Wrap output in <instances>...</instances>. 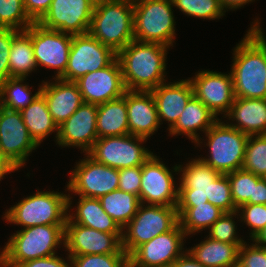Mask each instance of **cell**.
I'll return each mask as SVG.
<instances>
[{
	"label": "cell",
	"mask_w": 266,
	"mask_h": 267,
	"mask_svg": "<svg viewBox=\"0 0 266 267\" xmlns=\"http://www.w3.org/2000/svg\"><path fill=\"white\" fill-rule=\"evenodd\" d=\"M169 47L132 40L117 53L125 87L129 91H151L166 80Z\"/></svg>",
	"instance_id": "obj_1"
},
{
	"label": "cell",
	"mask_w": 266,
	"mask_h": 267,
	"mask_svg": "<svg viewBox=\"0 0 266 267\" xmlns=\"http://www.w3.org/2000/svg\"><path fill=\"white\" fill-rule=\"evenodd\" d=\"M231 75L234 96L266 99V49L248 31L234 49Z\"/></svg>",
	"instance_id": "obj_2"
},
{
	"label": "cell",
	"mask_w": 266,
	"mask_h": 267,
	"mask_svg": "<svg viewBox=\"0 0 266 267\" xmlns=\"http://www.w3.org/2000/svg\"><path fill=\"white\" fill-rule=\"evenodd\" d=\"M134 2L101 0L95 3L88 33L116 53L134 40Z\"/></svg>",
	"instance_id": "obj_3"
},
{
	"label": "cell",
	"mask_w": 266,
	"mask_h": 267,
	"mask_svg": "<svg viewBox=\"0 0 266 267\" xmlns=\"http://www.w3.org/2000/svg\"><path fill=\"white\" fill-rule=\"evenodd\" d=\"M65 225H37L21 229L11 236L0 260L8 267H18L30 260L55 255V248L64 244Z\"/></svg>",
	"instance_id": "obj_4"
},
{
	"label": "cell",
	"mask_w": 266,
	"mask_h": 267,
	"mask_svg": "<svg viewBox=\"0 0 266 267\" xmlns=\"http://www.w3.org/2000/svg\"><path fill=\"white\" fill-rule=\"evenodd\" d=\"M71 202L70 195L37 191L8 209L4 219L23 229L37 225H66Z\"/></svg>",
	"instance_id": "obj_5"
},
{
	"label": "cell",
	"mask_w": 266,
	"mask_h": 267,
	"mask_svg": "<svg viewBox=\"0 0 266 267\" xmlns=\"http://www.w3.org/2000/svg\"><path fill=\"white\" fill-rule=\"evenodd\" d=\"M171 0L134 1V40L172 46L175 23Z\"/></svg>",
	"instance_id": "obj_6"
},
{
	"label": "cell",
	"mask_w": 266,
	"mask_h": 267,
	"mask_svg": "<svg viewBox=\"0 0 266 267\" xmlns=\"http://www.w3.org/2000/svg\"><path fill=\"white\" fill-rule=\"evenodd\" d=\"M144 206L139 205L137 213L123 229L122 249L128 256L138 246L172 230L179 223L176 206Z\"/></svg>",
	"instance_id": "obj_7"
},
{
	"label": "cell",
	"mask_w": 266,
	"mask_h": 267,
	"mask_svg": "<svg viewBox=\"0 0 266 267\" xmlns=\"http://www.w3.org/2000/svg\"><path fill=\"white\" fill-rule=\"evenodd\" d=\"M209 158H200L221 174L242 169L248 135L218 119L205 133Z\"/></svg>",
	"instance_id": "obj_8"
},
{
	"label": "cell",
	"mask_w": 266,
	"mask_h": 267,
	"mask_svg": "<svg viewBox=\"0 0 266 267\" xmlns=\"http://www.w3.org/2000/svg\"><path fill=\"white\" fill-rule=\"evenodd\" d=\"M147 139L131 134L98 138L87 153L96 162L114 169L143 165L152 155L141 146Z\"/></svg>",
	"instance_id": "obj_9"
},
{
	"label": "cell",
	"mask_w": 266,
	"mask_h": 267,
	"mask_svg": "<svg viewBox=\"0 0 266 267\" xmlns=\"http://www.w3.org/2000/svg\"><path fill=\"white\" fill-rule=\"evenodd\" d=\"M116 58L112 48L89 33L73 35L66 71L60 79L75 82L87 73L109 66Z\"/></svg>",
	"instance_id": "obj_10"
},
{
	"label": "cell",
	"mask_w": 266,
	"mask_h": 267,
	"mask_svg": "<svg viewBox=\"0 0 266 267\" xmlns=\"http://www.w3.org/2000/svg\"><path fill=\"white\" fill-rule=\"evenodd\" d=\"M71 172L67 190L76 195L100 198L119 187L118 169L96 162L88 154Z\"/></svg>",
	"instance_id": "obj_11"
},
{
	"label": "cell",
	"mask_w": 266,
	"mask_h": 267,
	"mask_svg": "<svg viewBox=\"0 0 266 267\" xmlns=\"http://www.w3.org/2000/svg\"><path fill=\"white\" fill-rule=\"evenodd\" d=\"M185 237L178 223L172 230L138 246L128 256L129 267H171L184 253Z\"/></svg>",
	"instance_id": "obj_12"
},
{
	"label": "cell",
	"mask_w": 266,
	"mask_h": 267,
	"mask_svg": "<svg viewBox=\"0 0 266 267\" xmlns=\"http://www.w3.org/2000/svg\"><path fill=\"white\" fill-rule=\"evenodd\" d=\"M94 7L93 0H52L48 11L37 23L63 33L86 34Z\"/></svg>",
	"instance_id": "obj_13"
},
{
	"label": "cell",
	"mask_w": 266,
	"mask_h": 267,
	"mask_svg": "<svg viewBox=\"0 0 266 267\" xmlns=\"http://www.w3.org/2000/svg\"><path fill=\"white\" fill-rule=\"evenodd\" d=\"M72 36L34 22L31 25V38L37 66L55 68L57 74L54 78H60L66 71Z\"/></svg>",
	"instance_id": "obj_14"
},
{
	"label": "cell",
	"mask_w": 266,
	"mask_h": 267,
	"mask_svg": "<svg viewBox=\"0 0 266 267\" xmlns=\"http://www.w3.org/2000/svg\"><path fill=\"white\" fill-rule=\"evenodd\" d=\"M169 168L152 155L141 165V186L139 200L141 204L177 206L178 187Z\"/></svg>",
	"instance_id": "obj_15"
},
{
	"label": "cell",
	"mask_w": 266,
	"mask_h": 267,
	"mask_svg": "<svg viewBox=\"0 0 266 267\" xmlns=\"http://www.w3.org/2000/svg\"><path fill=\"white\" fill-rule=\"evenodd\" d=\"M122 236L75 224L67 218L64 247L69 255L126 254L122 249Z\"/></svg>",
	"instance_id": "obj_16"
},
{
	"label": "cell",
	"mask_w": 266,
	"mask_h": 267,
	"mask_svg": "<svg viewBox=\"0 0 266 267\" xmlns=\"http://www.w3.org/2000/svg\"><path fill=\"white\" fill-rule=\"evenodd\" d=\"M37 147L29 135L20 111L0 106V153L20 168Z\"/></svg>",
	"instance_id": "obj_17"
},
{
	"label": "cell",
	"mask_w": 266,
	"mask_h": 267,
	"mask_svg": "<svg viewBox=\"0 0 266 267\" xmlns=\"http://www.w3.org/2000/svg\"><path fill=\"white\" fill-rule=\"evenodd\" d=\"M75 82L79 87L83 102L96 105L118 99L127 91L118 58L109 66L87 73Z\"/></svg>",
	"instance_id": "obj_18"
},
{
	"label": "cell",
	"mask_w": 266,
	"mask_h": 267,
	"mask_svg": "<svg viewBox=\"0 0 266 267\" xmlns=\"http://www.w3.org/2000/svg\"><path fill=\"white\" fill-rule=\"evenodd\" d=\"M193 95L198 98L216 117L227 114L234 101L233 78L231 72L200 71L193 79H188Z\"/></svg>",
	"instance_id": "obj_19"
},
{
	"label": "cell",
	"mask_w": 266,
	"mask_h": 267,
	"mask_svg": "<svg viewBox=\"0 0 266 267\" xmlns=\"http://www.w3.org/2000/svg\"><path fill=\"white\" fill-rule=\"evenodd\" d=\"M175 165L174 172H182L178 187L177 204H203L210 198L211 183L221 173L208 166L200 158L193 159L186 166Z\"/></svg>",
	"instance_id": "obj_20"
},
{
	"label": "cell",
	"mask_w": 266,
	"mask_h": 267,
	"mask_svg": "<svg viewBox=\"0 0 266 267\" xmlns=\"http://www.w3.org/2000/svg\"><path fill=\"white\" fill-rule=\"evenodd\" d=\"M97 139V105L84 102L59 126L57 144L82 148L87 154Z\"/></svg>",
	"instance_id": "obj_21"
},
{
	"label": "cell",
	"mask_w": 266,
	"mask_h": 267,
	"mask_svg": "<svg viewBox=\"0 0 266 267\" xmlns=\"http://www.w3.org/2000/svg\"><path fill=\"white\" fill-rule=\"evenodd\" d=\"M55 83L43 81L41 94L44 96L49 113L59 127L84 103L76 82L54 78Z\"/></svg>",
	"instance_id": "obj_22"
},
{
	"label": "cell",
	"mask_w": 266,
	"mask_h": 267,
	"mask_svg": "<svg viewBox=\"0 0 266 267\" xmlns=\"http://www.w3.org/2000/svg\"><path fill=\"white\" fill-rule=\"evenodd\" d=\"M129 134L148 138L159 128L156 101L151 91H126Z\"/></svg>",
	"instance_id": "obj_23"
},
{
	"label": "cell",
	"mask_w": 266,
	"mask_h": 267,
	"mask_svg": "<svg viewBox=\"0 0 266 267\" xmlns=\"http://www.w3.org/2000/svg\"><path fill=\"white\" fill-rule=\"evenodd\" d=\"M153 94L159 123L162 119L168 121L170 130L178 121L190 98L193 96V88L188 79L169 84L163 83L151 90Z\"/></svg>",
	"instance_id": "obj_24"
},
{
	"label": "cell",
	"mask_w": 266,
	"mask_h": 267,
	"mask_svg": "<svg viewBox=\"0 0 266 267\" xmlns=\"http://www.w3.org/2000/svg\"><path fill=\"white\" fill-rule=\"evenodd\" d=\"M224 116L236 120L237 124L229 125L248 136L266 134V99L235 97L229 112Z\"/></svg>",
	"instance_id": "obj_25"
},
{
	"label": "cell",
	"mask_w": 266,
	"mask_h": 267,
	"mask_svg": "<svg viewBox=\"0 0 266 267\" xmlns=\"http://www.w3.org/2000/svg\"><path fill=\"white\" fill-rule=\"evenodd\" d=\"M218 118L194 95L187 102L176 124L169 130L170 135L186 134L195 145L200 142L197 129L206 133ZM199 142V143H198Z\"/></svg>",
	"instance_id": "obj_26"
},
{
	"label": "cell",
	"mask_w": 266,
	"mask_h": 267,
	"mask_svg": "<svg viewBox=\"0 0 266 267\" xmlns=\"http://www.w3.org/2000/svg\"><path fill=\"white\" fill-rule=\"evenodd\" d=\"M76 213L67 215L75 224L105 233L123 234V229L102 208L99 198L79 196Z\"/></svg>",
	"instance_id": "obj_27"
},
{
	"label": "cell",
	"mask_w": 266,
	"mask_h": 267,
	"mask_svg": "<svg viewBox=\"0 0 266 267\" xmlns=\"http://www.w3.org/2000/svg\"><path fill=\"white\" fill-rule=\"evenodd\" d=\"M243 244H229L209 237L187 252L204 267H232L239 261Z\"/></svg>",
	"instance_id": "obj_28"
},
{
	"label": "cell",
	"mask_w": 266,
	"mask_h": 267,
	"mask_svg": "<svg viewBox=\"0 0 266 267\" xmlns=\"http://www.w3.org/2000/svg\"><path fill=\"white\" fill-rule=\"evenodd\" d=\"M98 138L129 134L126 92L124 96L97 105Z\"/></svg>",
	"instance_id": "obj_29"
},
{
	"label": "cell",
	"mask_w": 266,
	"mask_h": 267,
	"mask_svg": "<svg viewBox=\"0 0 266 267\" xmlns=\"http://www.w3.org/2000/svg\"><path fill=\"white\" fill-rule=\"evenodd\" d=\"M37 67L32 47L31 26L26 30L12 29L9 55V78H26Z\"/></svg>",
	"instance_id": "obj_30"
},
{
	"label": "cell",
	"mask_w": 266,
	"mask_h": 267,
	"mask_svg": "<svg viewBox=\"0 0 266 267\" xmlns=\"http://www.w3.org/2000/svg\"><path fill=\"white\" fill-rule=\"evenodd\" d=\"M24 124L30 137L39 146L48 134L56 131V141L59 127L55 123L44 96L40 93L38 97L26 108L20 111Z\"/></svg>",
	"instance_id": "obj_31"
},
{
	"label": "cell",
	"mask_w": 266,
	"mask_h": 267,
	"mask_svg": "<svg viewBox=\"0 0 266 267\" xmlns=\"http://www.w3.org/2000/svg\"><path fill=\"white\" fill-rule=\"evenodd\" d=\"M179 223L185 235L208 229L224 213L210 202L203 204H177Z\"/></svg>",
	"instance_id": "obj_32"
},
{
	"label": "cell",
	"mask_w": 266,
	"mask_h": 267,
	"mask_svg": "<svg viewBox=\"0 0 266 267\" xmlns=\"http://www.w3.org/2000/svg\"><path fill=\"white\" fill-rule=\"evenodd\" d=\"M104 211L124 229L137 213L141 204L139 197L132 193L116 189L99 198Z\"/></svg>",
	"instance_id": "obj_33"
},
{
	"label": "cell",
	"mask_w": 266,
	"mask_h": 267,
	"mask_svg": "<svg viewBox=\"0 0 266 267\" xmlns=\"http://www.w3.org/2000/svg\"><path fill=\"white\" fill-rule=\"evenodd\" d=\"M26 78L10 77L0 83V106L14 111H21L29 106L41 93V86L31 96L27 84H22Z\"/></svg>",
	"instance_id": "obj_34"
},
{
	"label": "cell",
	"mask_w": 266,
	"mask_h": 267,
	"mask_svg": "<svg viewBox=\"0 0 266 267\" xmlns=\"http://www.w3.org/2000/svg\"><path fill=\"white\" fill-rule=\"evenodd\" d=\"M242 169L266 178V134L248 137Z\"/></svg>",
	"instance_id": "obj_35"
},
{
	"label": "cell",
	"mask_w": 266,
	"mask_h": 267,
	"mask_svg": "<svg viewBox=\"0 0 266 267\" xmlns=\"http://www.w3.org/2000/svg\"><path fill=\"white\" fill-rule=\"evenodd\" d=\"M231 195L235 207L238 209L249 199H254L255 183L261 178L243 169L228 173Z\"/></svg>",
	"instance_id": "obj_36"
},
{
	"label": "cell",
	"mask_w": 266,
	"mask_h": 267,
	"mask_svg": "<svg viewBox=\"0 0 266 267\" xmlns=\"http://www.w3.org/2000/svg\"><path fill=\"white\" fill-rule=\"evenodd\" d=\"M33 23L25 11L23 0H0V28L22 31Z\"/></svg>",
	"instance_id": "obj_37"
},
{
	"label": "cell",
	"mask_w": 266,
	"mask_h": 267,
	"mask_svg": "<svg viewBox=\"0 0 266 267\" xmlns=\"http://www.w3.org/2000/svg\"><path fill=\"white\" fill-rule=\"evenodd\" d=\"M173 6L184 14L203 19H219L226 11L223 10L220 0H171Z\"/></svg>",
	"instance_id": "obj_38"
},
{
	"label": "cell",
	"mask_w": 266,
	"mask_h": 267,
	"mask_svg": "<svg viewBox=\"0 0 266 267\" xmlns=\"http://www.w3.org/2000/svg\"><path fill=\"white\" fill-rule=\"evenodd\" d=\"M71 267H129L127 254L68 255Z\"/></svg>",
	"instance_id": "obj_39"
},
{
	"label": "cell",
	"mask_w": 266,
	"mask_h": 267,
	"mask_svg": "<svg viewBox=\"0 0 266 267\" xmlns=\"http://www.w3.org/2000/svg\"><path fill=\"white\" fill-rule=\"evenodd\" d=\"M239 212L238 210L234 212H224L223 215L208 228L210 232L207 237L229 244H244V240L238 238L236 235L237 226L233 220V216L235 217Z\"/></svg>",
	"instance_id": "obj_40"
},
{
	"label": "cell",
	"mask_w": 266,
	"mask_h": 267,
	"mask_svg": "<svg viewBox=\"0 0 266 267\" xmlns=\"http://www.w3.org/2000/svg\"><path fill=\"white\" fill-rule=\"evenodd\" d=\"M208 202L219 207L224 212H234L237 210L232 199L227 174H221L211 183L210 198H208Z\"/></svg>",
	"instance_id": "obj_41"
},
{
	"label": "cell",
	"mask_w": 266,
	"mask_h": 267,
	"mask_svg": "<svg viewBox=\"0 0 266 267\" xmlns=\"http://www.w3.org/2000/svg\"><path fill=\"white\" fill-rule=\"evenodd\" d=\"M242 214L240 218L251 229V240L266 227V204H243L238 209Z\"/></svg>",
	"instance_id": "obj_42"
},
{
	"label": "cell",
	"mask_w": 266,
	"mask_h": 267,
	"mask_svg": "<svg viewBox=\"0 0 266 267\" xmlns=\"http://www.w3.org/2000/svg\"><path fill=\"white\" fill-rule=\"evenodd\" d=\"M243 244L239 249V262L245 267H266V247Z\"/></svg>",
	"instance_id": "obj_43"
},
{
	"label": "cell",
	"mask_w": 266,
	"mask_h": 267,
	"mask_svg": "<svg viewBox=\"0 0 266 267\" xmlns=\"http://www.w3.org/2000/svg\"><path fill=\"white\" fill-rule=\"evenodd\" d=\"M119 187L123 192L132 193L139 197L141 186V165L118 169Z\"/></svg>",
	"instance_id": "obj_44"
},
{
	"label": "cell",
	"mask_w": 266,
	"mask_h": 267,
	"mask_svg": "<svg viewBox=\"0 0 266 267\" xmlns=\"http://www.w3.org/2000/svg\"><path fill=\"white\" fill-rule=\"evenodd\" d=\"M12 29L0 28V83L9 78V55Z\"/></svg>",
	"instance_id": "obj_45"
},
{
	"label": "cell",
	"mask_w": 266,
	"mask_h": 267,
	"mask_svg": "<svg viewBox=\"0 0 266 267\" xmlns=\"http://www.w3.org/2000/svg\"><path fill=\"white\" fill-rule=\"evenodd\" d=\"M24 8L33 22H38L51 6L52 0H23Z\"/></svg>",
	"instance_id": "obj_46"
},
{
	"label": "cell",
	"mask_w": 266,
	"mask_h": 267,
	"mask_svg": "<svg viewBox=\"0 0 266 267\" xmlns=\"http://www.w3.org/2000/svg\"><path fill=\"white\" fill-rule=\"evenodd\" d=\"M68 258L70 262L67 263L65 259L59 256H47L23 262L18 267H71V264L69 265V263H71L70 257L68 256Z\"/></svg>",
	"instance_id": "obj_47"
},
{
	"label": "cell",
	"mask_w": 266,
	"mask_h": 267,
	"mask_svg": "<svg viewBox=\"0 0 266 267\" xmlns=\"http://www.w3.org/2000/svg\"><path fill=\"white\" fill-rule=\"evenodd\" d=\"M246 204H266V178H260L255 183L254 199H249Z\"/></svg>",
	"instance_id": "obj_48"
},
{
	"label": "cell",
	"mask_w": 266,
	"mask_h": 267,
	"mask_svg": "<svg viewBox=\"0 0 266 267\" xmlns=\"http://www.w3.org/2000/svg\"><path fill=\"white\" fill-rule=\"evenodd\" d=\"M171 267H204L197 262L187 251L184 252Z\"/></svg>",
	"instance_id": "obj_49"
},
{
	"label": "cell",
	"mask_w": 266,
	"mask_h": 267,
	"mask_svg": "<svg viewBox=\"0 0 266 267\" xmlns=\"http://www.w3.org/2000/svg\"><path fill=\"white\" fill-rule=\"evenodd\" d=\"M18 169L19 168L14 163H12L6 156L0 153V181L4 177V175Z\"/></svg>",
	"instance_id": "obj_50"
},
{
	"label": "cell",
	"mask_w": 266,
	"mask_h": 267,
	"mask_svg": "<svg viewBox=\"0 0 266 267\" xmlns=\"http://www.w3.org/2000/svg\"><path fill=\"white\" fill-rule=\"evenodd\" d=\"M249 32L262 44V46L266 49V38L264 33L262 32L261 27L259 26L258 19L253 23Z\"/></svg>",
	"instance_id": "obj_51"
},
{
	"label": "cell",
	"mask_w": 266,
	"mask_h": 267,
	"mask_svg": "<svg viewBox=\"0 0 266 267\" xmlns=\"http://www.w3.org/2000/svg\"><path fill=\"white\" fill-rule=\"evenodd\" d=\"M253 0H220L223 10L225 9H237L241 6H244L246 3H249Z\"/></svg>",
	"instance_id": "obj_52"
},
{
	"label": "cell",
	"mask_w": 266,
	"mask_h": 267,
	"mask_svg": "<svg viewBox=\"0 0 266 267\" xmlns=\"http://www.w3.org/2000/svg\"><path fill=\"white\" fill-rule=\"evenodd\" d=\"M252 241L259 246L266 247V227L261 230Z\"/></svg>",
	"instance_id": "obj_53"
},
{
	"label": "cell",
	"mask_w": 266,
	"mask_h": 267,
	"mask_svg": "<svg viewBox=\"0 0 266 267\" xmlns=\"http://www.w3.org/2000/svg\"><path fill=\"white\" fill-rule=\"evenodd\" d=\"M232 267H245V266H243L239 261L236 263V264H234Z\"/></svg>",
	"instance_id": "obj_54"
},
{
	"label": "cell",
	"mask_w": 266,
	"mask_h": 267,
	"mask_svg": "<svg viewBox=\"0 0 266 267\" xmlns=\"http://www.w3.org/2000/svg\"><path fill=\"white\" fill-rule=\"evenodd\" d=\"M0 267H8L0 260Z\"/></svg>",
	"instance_id": "obj_55"
}]
</instances>
